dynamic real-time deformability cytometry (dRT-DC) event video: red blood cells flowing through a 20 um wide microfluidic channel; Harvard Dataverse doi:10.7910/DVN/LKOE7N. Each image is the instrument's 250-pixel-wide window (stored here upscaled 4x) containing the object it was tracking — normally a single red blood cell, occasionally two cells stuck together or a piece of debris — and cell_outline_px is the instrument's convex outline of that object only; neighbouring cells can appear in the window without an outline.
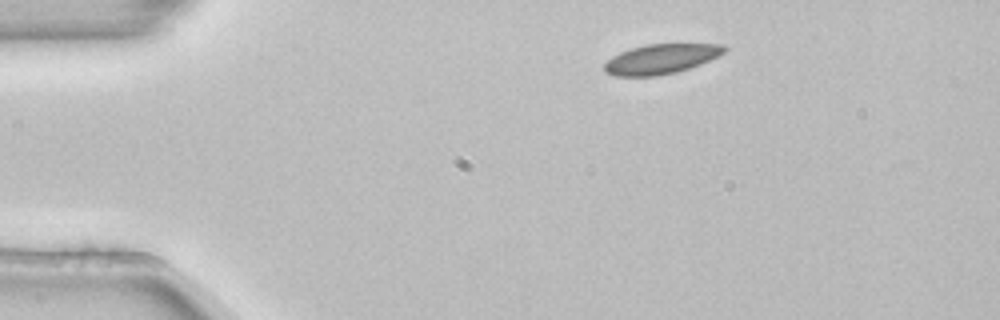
{"species": "common noctule bat (a hibernating species)", "species_latin": "Nyctalus noctula", "temperature_condition": "room temperature", "stored_images_in_passage": 4, "camera_frame_rate_fps": 3000, "um_per_image_px": 0.085, "animal": {"sex": "female", "body_mass_g": 22.7, "forearm_length_mm": 54.2}, "frame": {"image": 1, "passage_image": 1, "time_ms": 0.0, "image_size_px": [1000, 320], "cell_outline_px": [[728, 48], [724, 52], [700, 64], [676, 72], [656, 76], [616, 76], [608, 72], [604, 68], [604, 64], [612, 56], [620, 52], [632, 48], [648, 44], [724, 44]], "centroid_in_image_um": [56.18, 5.01], "position_along_channel_um": 28.8, "area_um2": 20.52}}
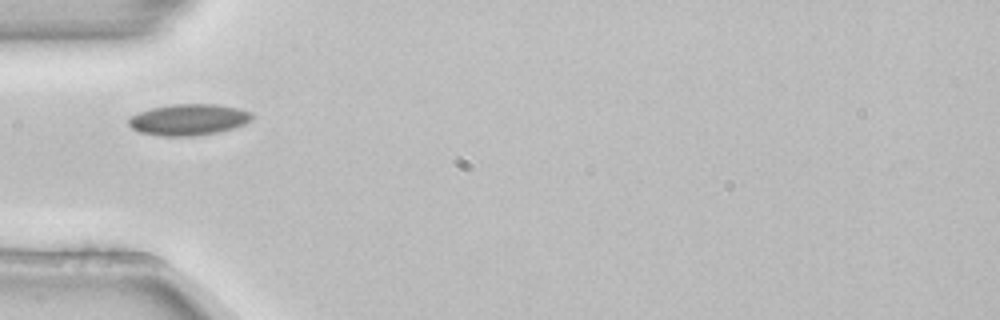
{"frame": {"image": 2, "passage_image": 3, "time_ms": 0.667, "image_size_px": [1000, 320], "cell_outline_px": [[256, 116], [252, 120], [244, 124], [232, 128], [216, 132], [192, 136], [160, 136], [140, 132], [132, 128], [128, 124], [128, 120], [132, 116], [140, 112], [152, 108], [172, 104], [216, 104], [240, 108], [252, 112]], "centroid_in_image_um": [16.08, 10.16], "position_along_channel_um": 68.9, "area_um2": 22.48}}